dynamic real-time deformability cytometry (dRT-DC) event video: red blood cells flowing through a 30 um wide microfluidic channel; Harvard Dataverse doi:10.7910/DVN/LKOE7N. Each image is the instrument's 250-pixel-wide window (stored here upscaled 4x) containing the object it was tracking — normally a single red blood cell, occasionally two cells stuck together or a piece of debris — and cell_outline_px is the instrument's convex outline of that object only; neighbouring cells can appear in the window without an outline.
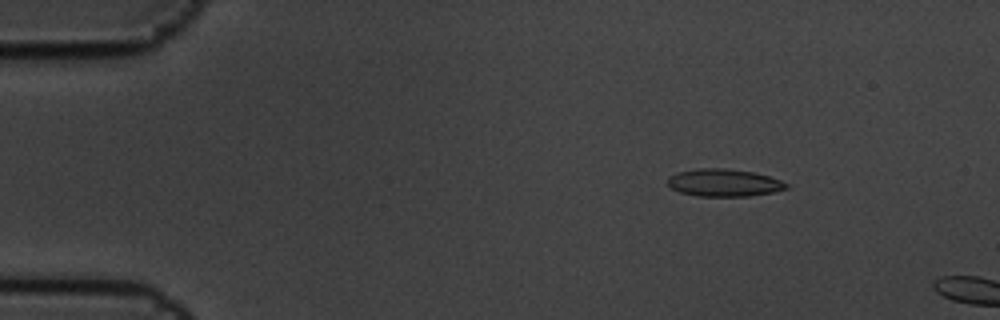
{"species": "common noctule bat (a hibernating species)", "species_latin": "Nyctalus noctula", "temperature_condition": "cold", "stored_images_in_passage": 3, "camera_frame_rate_fps": 3000, "um_per_image_px": 0.085, "animal": {"sex": "male", "body_mass_g": 19.5, "forearm_length_mm": 54.6}, "frame": {"image": 1, "passage_image": 2, "time_ms": 0.333, "image_size_px": [1000, 320], "cell_outline_px": [[788, 188], [772, 192], [748, 196], [696, 196], [680, 192], [672, 188], [668, 184], [668, 176], [676, 172], [696, 168], [724, 168], [752, 172], [768, 176], [780, 180], [788, 184]], "centroid_in_image_um": [61.49, 15.52], "position_along_channel_um": 23.5, "area_um2": 18.96}}